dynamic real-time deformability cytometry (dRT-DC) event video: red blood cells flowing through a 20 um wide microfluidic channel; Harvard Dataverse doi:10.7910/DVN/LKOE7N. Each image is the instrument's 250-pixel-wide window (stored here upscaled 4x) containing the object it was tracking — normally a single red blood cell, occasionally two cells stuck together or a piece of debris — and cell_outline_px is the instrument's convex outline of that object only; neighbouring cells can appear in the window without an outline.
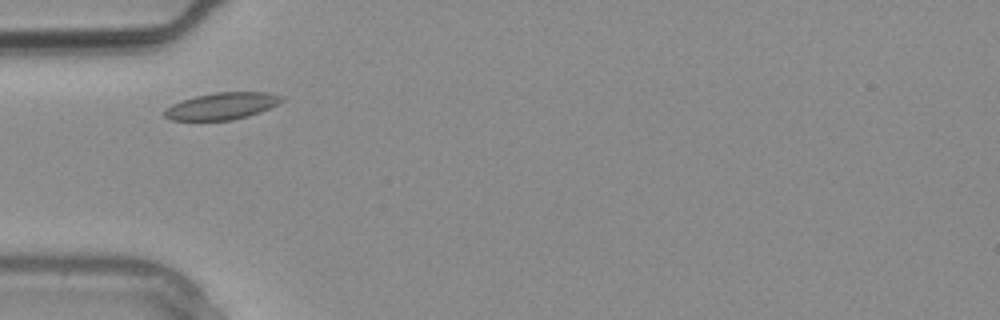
{"species": "common noctule bat (a hibernating species)", "species_latin": "Nyctalus noctula", "temperature_condition": "warm", "stored_images_in_passage": 14, "camera_frame_rate_fps": 3000, "um_per_image_px": 0.085, "animal": {"sex": "male", "body_mass_g": 20.4}, "frame": {"image": 1, "passage_image": 1, "time_ms": 0.0, "image_size_px": [1000, 320], "cell_outline_px": [[284, 100], [280, 104], [260, 112], [248, 116], [232, 120], [172, 120], [164, 116], [164, 112], [172, 104], [196, 96], [216, 92], [268, 92], [284, 96]], "centroid_in_image_um": [18.94, 9.01], "position_along_channel_um": 66.1, "area_um2": 18.32}}